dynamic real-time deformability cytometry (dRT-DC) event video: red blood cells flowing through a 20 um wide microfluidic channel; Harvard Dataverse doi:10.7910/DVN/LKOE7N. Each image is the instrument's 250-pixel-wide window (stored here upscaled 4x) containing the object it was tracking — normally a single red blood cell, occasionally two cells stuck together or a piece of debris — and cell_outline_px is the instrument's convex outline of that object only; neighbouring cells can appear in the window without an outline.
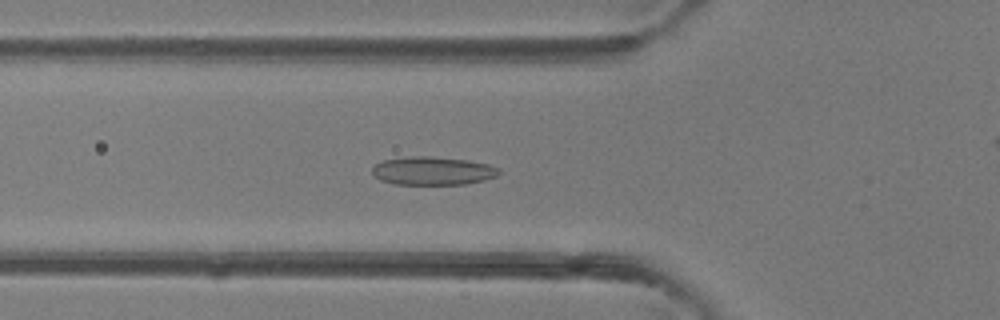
{"species": "common noctule bat (a hibernating species)", "species_latin": "Nyctalus noctula", "temperature_condition": "room temperature", "stored_images_in_passage": 44, "camera_frame_rate_fps": 3000, "um_per_image_px": 0.085, "animal": {"sex": "female"}, "frame": {"image": 1, "passage_image": 17, "time_ms": 5.333, "image_size_px": [1000, 320], "cell_outline_px": [[500, 172], [496, 176], [484, 180], [464, 184], [392, 184], [380, 180], [372, 172], [372, 168], [376, 164], [384, 160], [412, 156], [432, 156], [468, 160], [488, 164], [500, 168]], "centroid_in_image_um": [36.8, 14.52], "position_along_channel_um": 89.0, "area_um2": 20.87}}
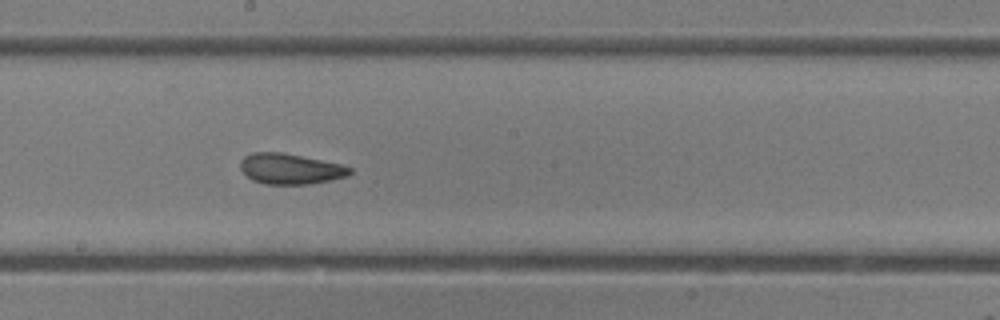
{"frame": {"image": 2, "passage_image": 26, "time_ms": 8.333, "image_size_px": [1000, 320], "cell_outline_px": [[352, 172], [348, 176], [308, 184], [264, 184], [252, 180], [240, 168], [240, 160], [244, 156], [252, 152], [284, 152], [340, 164], [352, 168]], "centroid_in_image_um": [24.65, 14.34], "position_along_channel_um": 223.5, "area_um2": 19.48}}
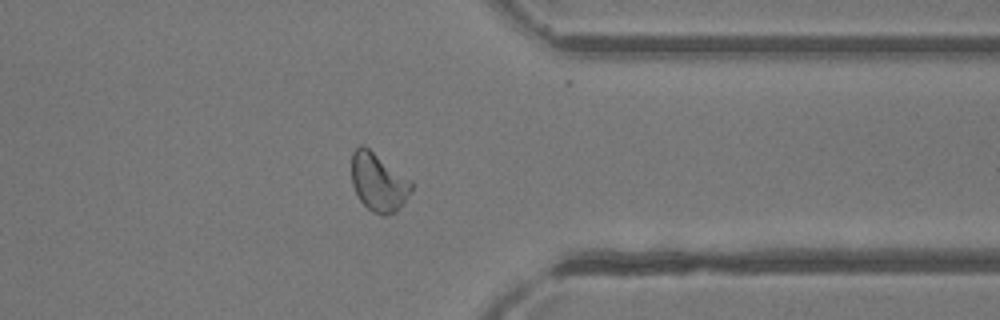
{"frame": {"image": 3, "passage_image": 37, "time_ms": 12.0, "image_size_px": [1000, 320], "cell_outline_px": [[416, 184], [408, 196], [396, 212], [384, 216], [380, 216], [372, 212], [360, 200], [352, 184], [352, 152], [360, 144], [364, 144], [412, 180]], "centroid_in_image_um": [32.2, 15.48], "position_along_channel_um": 379.2, "area_um2": 20.63}, "authors_computed_cell_mechanics": {"area_um2": 20.6346, "velocity_mm_per_s": 4.4711, "shape_relaxation_time_tau1_ms": 3.2353, "shape_relaxation_time_tau2_ms": 1.5349, "deformation_change_tau1": 0.1277, "deformation_change_tau2": 0.0934}}